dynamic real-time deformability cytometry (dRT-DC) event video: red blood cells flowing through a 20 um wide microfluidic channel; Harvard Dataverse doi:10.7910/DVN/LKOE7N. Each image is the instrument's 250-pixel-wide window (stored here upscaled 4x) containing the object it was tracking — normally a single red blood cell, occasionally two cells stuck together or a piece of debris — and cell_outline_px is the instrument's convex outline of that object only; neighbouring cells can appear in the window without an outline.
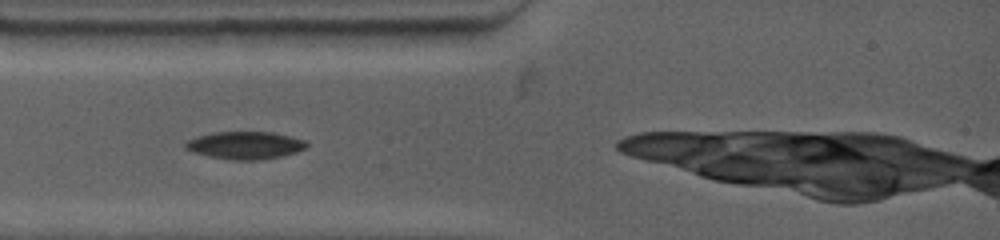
{"species": "common noctule bat (a hibernating species)", "species_latin": "Nyctalus noctula", "temperature_condition": "warm", "stored_images_in_passage": 8, "camera_frame_rate_fps": 4500, "um_per_image_px": 0.085, "animal": {"sex": "female", "body_mass_g": 19.0, "forearm_length_mm": 53.3}, "frame": {"image": 1, "passage_image": 1, "time_ms": 0.0, "image_size_px": [1000, 240], "cell_outline_px": [[308, 148], [296, 152], [280, 156], [256, 160], [232, 160], [208, 156], [192, 152], [184, 148], [184, 144], [188, 140], [196, 136], [212, 132], [272, 132], [304, 140], [308, 144]], "centroid_in_image_um": [20.8, 12.35], "position_along_channel_um": 64.2, "area_um2": 19.48}}